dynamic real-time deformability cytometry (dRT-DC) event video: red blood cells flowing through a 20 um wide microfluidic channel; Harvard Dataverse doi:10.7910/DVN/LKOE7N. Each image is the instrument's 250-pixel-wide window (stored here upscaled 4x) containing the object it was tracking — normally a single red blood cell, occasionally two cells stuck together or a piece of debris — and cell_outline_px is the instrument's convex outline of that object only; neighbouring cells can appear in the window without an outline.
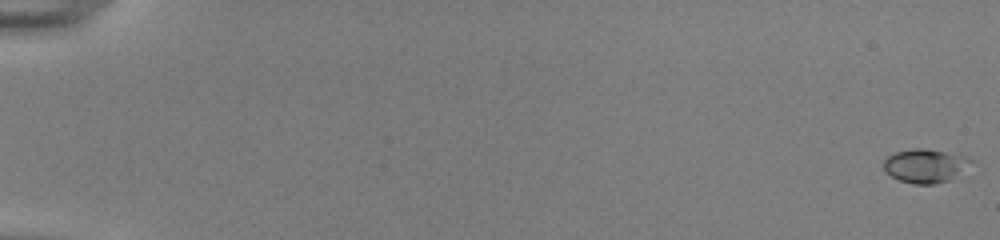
{"species": "common noctule bat (a hibernating species)", "species_latin": "Nyctalus noctula", "temperature_condition": "room temperature", "stored_images_in_passage": 55, "camera_frame_rate_fps": 3000, "um_per_image_px": 0.085, "animal": {"sex": "female", "body_mass_g": 22.0, "forearm_length_mm": 56.7}, "frame": {"image": 1, "passage_image": 1, "time_ms": 0.0, "image_size_px": [1000, 240], "cell_outline_px": [[972, 160], [948, 180], [932, 184], [912, 184], [900, 180], [884, 172], [884, 160], [888, 156], [896, 152], [912, 148], [920, 148], [968, 156]], "centroid_in_image_um": [78.55, 14.08], "position_along_channel_um": 6.4, "area_um2": 16.59}}
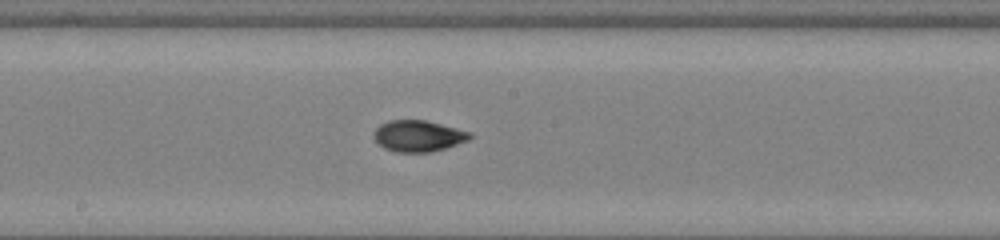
{"frame": {"image": 2, "passage_image": 32, "time_ms": 10.333, "image_size_px": [1000, 240], "cell_outline_px": [[472, 136], [468, 140], [432, 152], [396, 152], [384, 148], [376, 140], [372, 132], [380, 124], [388, 120], [424, 120], [472, 132]], "centroid_in_image_um": [35.53, 11.55], "position_along_channel_um": 212.7, "area_um2": 17.4}}
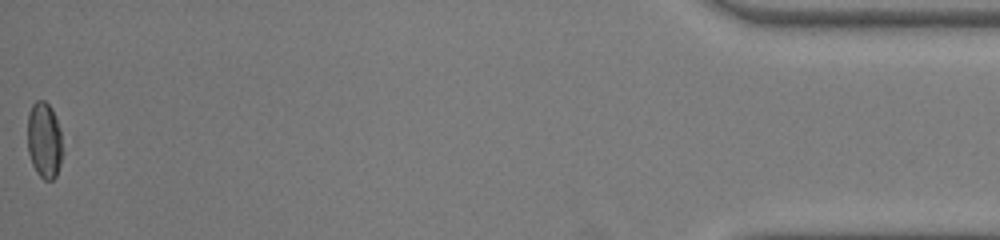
{"frame": {"image": 3, "passage_image": 55, "time_ms": 18.0, "image_size_px": [1000, 240], "cell_outline_px": [[64, 152], [56, 176], [52, 180], [44, 180], [36, 172], [32, 164], [28, 152], [28, 112], [32, 104], [36, 100], [44, 100], [52, 108], [60, 132]], "centroid_in_image_um": [3.77, 11.93], "position_along_channel_um": 431.4, "area_um2": 15.72}, "authors_computed_cell_mechanics": {"area_um2": 16.8776, "velocity_mm_per_s": 3.8909, "shape_relaxation_time_tau1_ms": 4.1927, "shape_relaxation_time_tau2_ms": 2.0317, "deformation_change_tau1": 0.1363, "deformation_change_tau2": 0.0675}}